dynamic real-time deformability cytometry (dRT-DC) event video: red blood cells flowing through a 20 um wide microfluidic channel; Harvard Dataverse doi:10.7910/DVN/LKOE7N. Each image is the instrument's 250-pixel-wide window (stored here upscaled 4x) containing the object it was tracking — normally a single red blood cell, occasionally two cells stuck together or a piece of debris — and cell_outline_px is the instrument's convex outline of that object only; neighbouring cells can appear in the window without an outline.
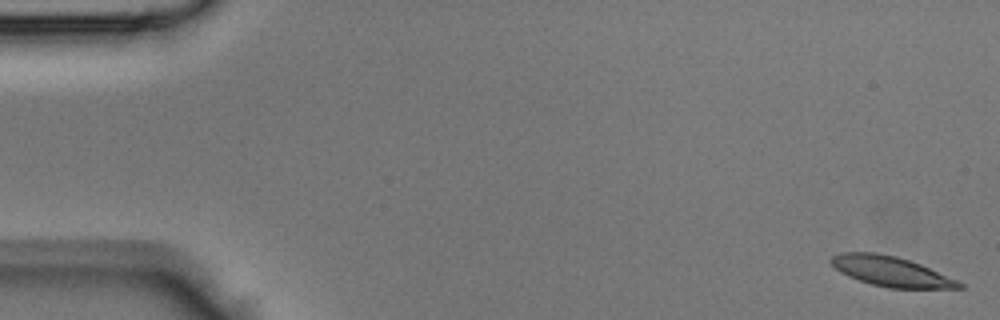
{"species": "Egyptian fruit bat (a non-hibernating species)", "species_latin": "Rousettus aegyptiacus", "temperature_condition": "room temperature", "stored_images_in_passage": 46, "camera_frame_rate_fps": 3000, "um_per_image_px": 0.085, "animal": {"sex": "male"}, "frame": {"image": 1, "passage_image": 1, "time_ms": 0.0, "image_size_px": [1000, 320], "cell_outline_px": [[964, 288], [888, 288], [872, 284], [848, 276], [840, 272], [828, 260], [832, 256], [840, 252], [876, 252], [896, 256], [920, 264], [960, 280], [964, 284]], "centroid_in_image_um": [75.75, 23.06], "position_along_channel_um": 9.2, "area_um2": 22.43}}
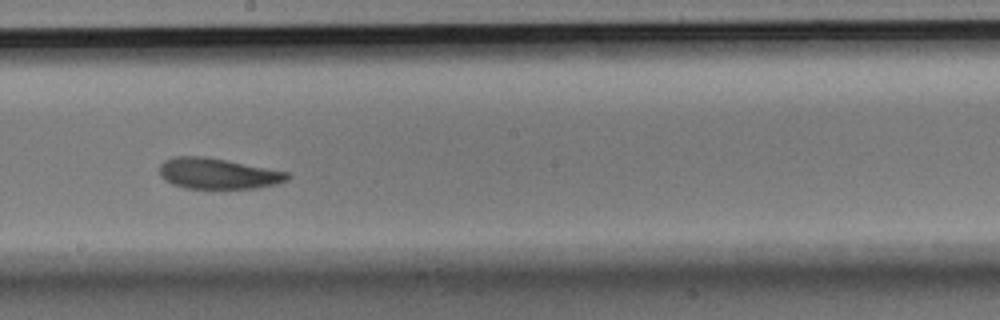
{"frame": {"image": 2, "passage_image": 25, "time_ms": 8.0, "image_size_px": [1000, 320], "cell_outline_px": [[292, 176], [288, 180], [276, 184], [256, 188], [184, 188], [172, 184], [164, 180], [160, 176], [160, 164], [164, 160], [172, 156], [204, 156], [288, 172]], "centroid_in_image_um": [18.49, 14.75], "position_along_channel_um": 229.7, "area_um2": 22.95}}
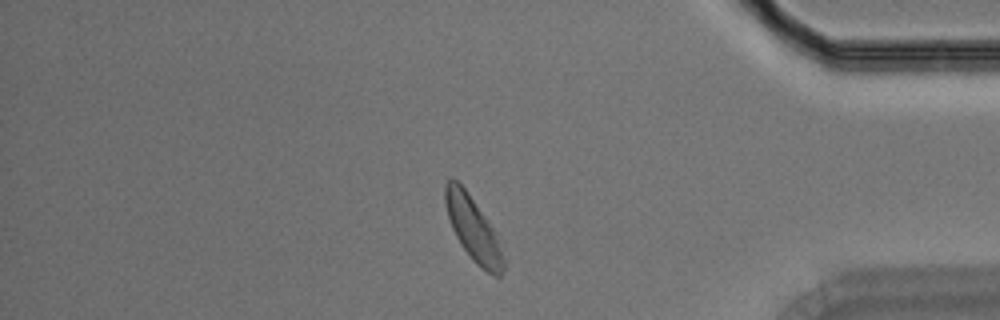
{"frame": {"image": 3, "passage_image": 38, "time_ms": 12.333, "image_size_px": [1000, 320], "cell_outline_px": [[508, 264], [504, 272], [500, 276], [492, 276], [476, 264], [472, 260], [460, 244], [452, 228], [444, 204], [444, 184], [452, 176], [464, 188], [496, 232]], "centroid_in_image_um": [40.26, 19.52], "position_along_channel_um": 394.9, "area_um2": 22.14}}